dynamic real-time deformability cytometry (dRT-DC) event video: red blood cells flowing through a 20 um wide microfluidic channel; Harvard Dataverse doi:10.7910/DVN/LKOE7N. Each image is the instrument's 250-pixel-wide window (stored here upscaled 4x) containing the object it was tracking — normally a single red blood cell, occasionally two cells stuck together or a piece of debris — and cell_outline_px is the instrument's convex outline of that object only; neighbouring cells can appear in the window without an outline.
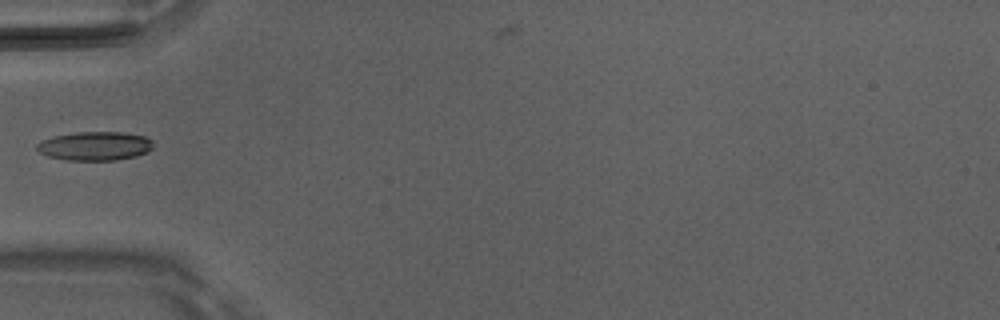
{"species": "Egyptian fruit bat (a non-hibernating species)", "species_latin": "Rousettus aegyptiacus", "temperature_condition": "room temperature", "stored_images_in_passage": 5, "camera_frame_rate_fps": 3000, "um_per_image_px": 0.085, "animal": {"sex": "male"}, "frame": {"image": 1, "passage_image": 5, "time_ms": 1.333, "image_size_px": [1000, 320], "cell_outline_px": [[152, 148], [148, 152], [136, 156], [116, 160], [64, 160], [48, 156], [40, 152], [36, 148], [36, 144], [40, 140], [52, 136], [76, 132], [120, 132], [144, 136], [152, 140]], "centroid_in_image_um": [8.04, 12.41], "position_along_channel_um": 77.0, "area_um2": 19.65}}